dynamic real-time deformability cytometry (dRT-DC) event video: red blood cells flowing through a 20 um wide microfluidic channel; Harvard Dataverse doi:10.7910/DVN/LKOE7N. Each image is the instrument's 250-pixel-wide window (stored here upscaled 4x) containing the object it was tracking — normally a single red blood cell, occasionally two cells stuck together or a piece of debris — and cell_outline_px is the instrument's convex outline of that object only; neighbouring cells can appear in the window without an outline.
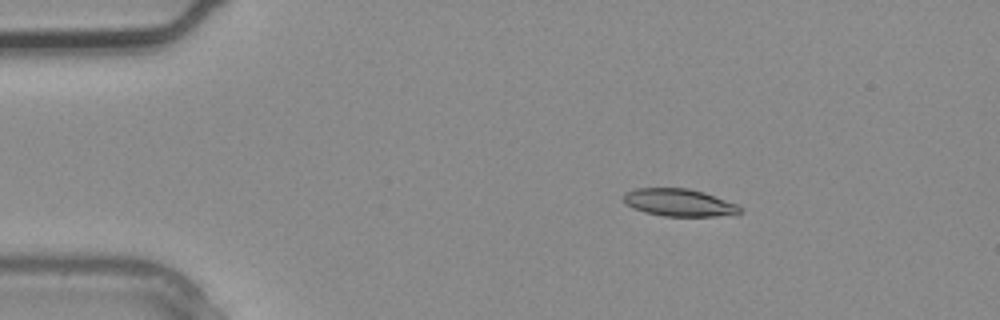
{"species": "common noctule bat (a hibernating species)", "species_latin": "Nyctalus noctula", "temperature_condition": "warm", "stored_images_in_passage": 3, "camera_frame_rate_fps": 3000, "um_per_image_px": 0.085, "animal": {"sex": "male", "body_mass_g": 20.4}, "frame": {"image": 1, "passage_image": 2, "time_ms": 0.333, "image_size_px": [1000, 320], "cell_outline_px": [[744, 212], [716, 216], [664, 216], [644, 212], [632, 208], [624, 200], [624, 192], [636, 188], [688, 188], [704, 192], [736, 204], [744, 208]], "centroid_in_image_um": [57.73, 17.22], "position_along_channel_um": 27.3, "area_um2": 18.61}}
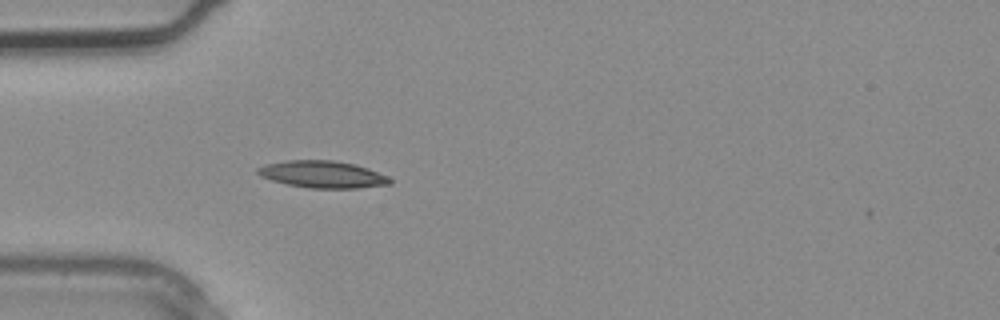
{"frame": {"image": 2, "passage_image": 3, "time_ms": 0.667, "image_size_px": [1000, 320], "cell_outline_px": [[392, 184], [360, 188], [308, 188], [288, 184], [272, 180], [260, 176], [256, 172], [256, 168], [264, 164], [288, 160], [332, 160], [356, 164], [368, 168], [388, 176], [392, 180]], "centroid_in_image_um": [27.43, 14.82], "position_along_channel_um": 57.6, "area_um2": 20.98}}